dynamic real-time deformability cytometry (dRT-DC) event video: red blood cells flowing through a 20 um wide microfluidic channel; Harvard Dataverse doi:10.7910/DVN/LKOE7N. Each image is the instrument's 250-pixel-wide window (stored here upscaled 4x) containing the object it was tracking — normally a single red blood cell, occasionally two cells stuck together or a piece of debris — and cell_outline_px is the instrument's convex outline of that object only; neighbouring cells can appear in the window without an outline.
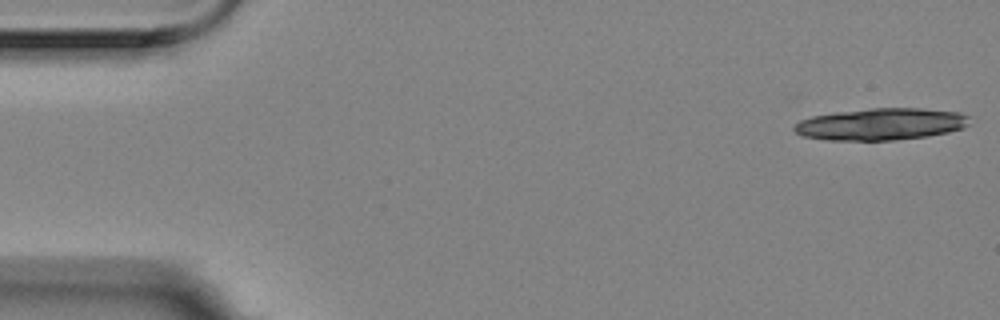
{"species": "Egyptian fruit bat (a non-hibernating species)", "species_latin": "Rousettus aegyptiacus", "temperature_condition": "room temperature", "stored_images_in_passage": 17, "camera_frame_rate_fps": 3000, "um_per_image_px": 0.085, "animal": {"sex": "female"}, "frame": {"image": 1, "passage_image": 1, "time_ms": 0.0, "image_size_px": [1000, 320], "cell_outline_px": [[968, 124], [964, 128], [948, 132], [928, 136], [896, 140], [828, 140], [804, 136], [796, 132], [792, 128], [800, 120], [812, 116], [832, 112], [868, 108], [924, 108], [960, 112], [968, 116]], "centroid_in_image_um": [74.88, 10.54], "position_along_channel_um": 10.1, "area_um2": 32.77}}